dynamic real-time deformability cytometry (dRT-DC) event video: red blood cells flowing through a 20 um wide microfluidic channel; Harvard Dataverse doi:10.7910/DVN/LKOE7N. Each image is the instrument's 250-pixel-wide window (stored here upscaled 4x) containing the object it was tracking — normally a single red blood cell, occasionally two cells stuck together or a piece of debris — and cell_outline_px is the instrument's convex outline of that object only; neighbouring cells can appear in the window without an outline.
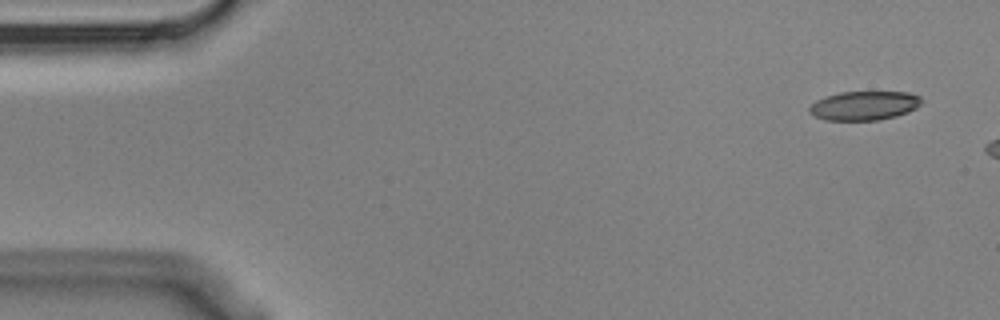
{"species": "Egyptian fruit bat (a non-hibernating species)", "species_latin": "Rousettus aegyptiacus", "temperature_condition": "cold", "stored_images_in_passage": 4, "segment_of_instrument_passage": [2, 2], "camera_frame_rate_fps": 3000, "um_per_image_px": 0.085, "animal": {"sex": "male"}, "frame": {"image": 1, "passage_image": 4, "time_ms": 1.0, "image_size_px": [1000, 320], "cell_outline_px": [[924, 100], [916, 108], [908, 112], [896, 116], [876, 120], [824, 120], [808, 112], [808, 108], [816, 100], [824, 96], [840, 92], [908, 92], [920, 96]], "centroid_in_image_um": [73.46, 8.97], "position_along_channel_um": 11.5, "area_um2": 19.07}}